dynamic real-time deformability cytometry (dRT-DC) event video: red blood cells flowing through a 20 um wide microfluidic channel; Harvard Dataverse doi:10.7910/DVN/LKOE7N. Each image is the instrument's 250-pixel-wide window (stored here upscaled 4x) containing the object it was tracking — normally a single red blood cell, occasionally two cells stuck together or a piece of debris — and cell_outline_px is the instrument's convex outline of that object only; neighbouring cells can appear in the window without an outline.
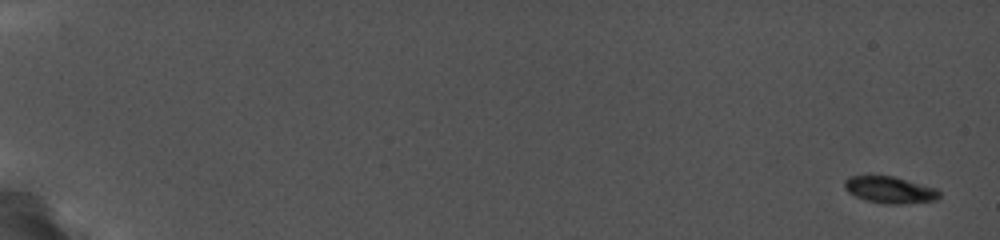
{"species": "common noctule bat (a hibernating species)", "species_latin": "Nyctalus noctula", "temperature_condition": "cold", "stored_images_in_passage": 10, "camera_frame_rate_fps": 5000, "um_per_image_px": 0.085, "animal": {"sex": "female", "body_mass_g": 19.0, "forearm_length_mm": 56.7}, "frame": {"image": 1, "passage_image": 1, "time_ms": 0.0, "image_size_px": [1000, 240], "cell_outline_px": [[940, 196], [936, 200], [900, 204], [884, 204], [868, 200], [856, 196], [848, 192], [844, 188], [844, 184], [852, 176], [892, 176], [932, 188], [940, 192]], "centroid_in_image_um": [75.62, 16.15], "position_along_channel_um": 9.4, "area_um2": 14.22}}
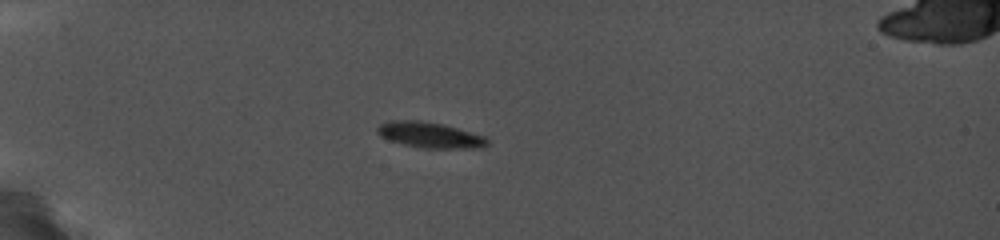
{"frame": {"image": 2, "passage_image": 6, "time_ms": 5.6, "image_size_px": [1000, 240], "cell_outline_px": [[488, 144], [480, 148], [424, 148], [404, 144], [380, 136], [376, 132], [376, 128], [380, 124], [392, 120], [416, 120], [440, 124], [456, 128], [484, 136], [488, 140]], "centroid_in_image_um": [36.52, 11.48], "position_along_channel_um": 48.5, "area_um2": 16.13}}